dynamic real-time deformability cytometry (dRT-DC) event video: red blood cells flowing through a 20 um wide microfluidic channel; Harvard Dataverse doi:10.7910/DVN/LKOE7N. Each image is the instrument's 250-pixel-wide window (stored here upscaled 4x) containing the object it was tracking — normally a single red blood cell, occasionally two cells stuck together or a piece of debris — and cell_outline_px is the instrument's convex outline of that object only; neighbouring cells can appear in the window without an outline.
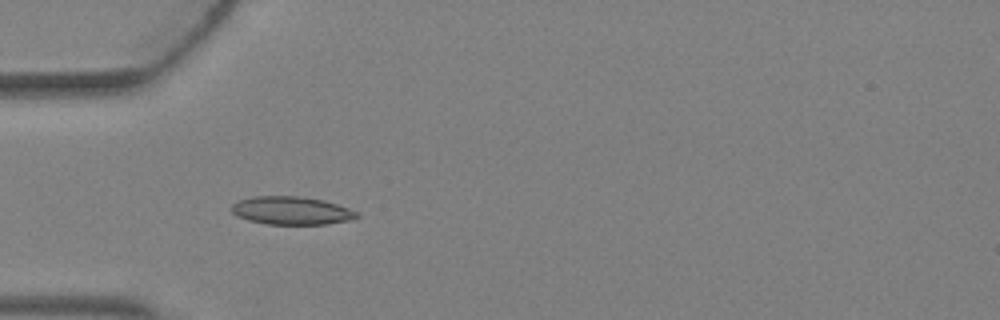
{"species": "Egyptian fruit bat (a non-hibernating species)", "species_latin": "Rousettus aegyptiacus", "temperature_condition": "warm", "stored_images_in_passage": 6, "camera_frame_rate_fps": 3000, "um_per_image_px": 0.085, "animal": {"sex": "female"}, "frame": {"image": 1, "passage_image": 5, "time_ms": 1.333, "image_size_px": [1000, 320], "cell_outline_px": [[360, 216], [352, 220], [324, 224], [268, 224], [248, 220], [236, 216], [232, 212], [232, 204], [240, 200], [252, 196], [296, 196], [324, 200], [360, 212]], "centroid_in_image_um": [24.8, 17.9], "position_along_channel_um": 60.2, "area_um2": 20.52}}
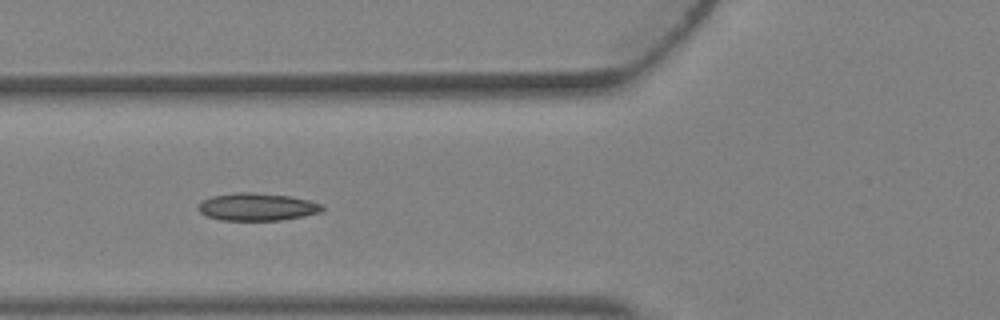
{"frame": {"image": 2, "passage_image": 6, "time_ms": 1.667, "image_size_px": [1000, 320], "cell_outline_px": [[324, 208], [320, 212], [304, 216], [280, 220], [220, 220], [208, 216], [200, 212], [196, 208], [204, 200], [212, 196], [236, 192], [252, 192], [292, 196], [324, 204]], "centroid_in_image_um": [21.88, 17.58], "position_along_channel_um": 103.9, "area_um2": 19.94}}